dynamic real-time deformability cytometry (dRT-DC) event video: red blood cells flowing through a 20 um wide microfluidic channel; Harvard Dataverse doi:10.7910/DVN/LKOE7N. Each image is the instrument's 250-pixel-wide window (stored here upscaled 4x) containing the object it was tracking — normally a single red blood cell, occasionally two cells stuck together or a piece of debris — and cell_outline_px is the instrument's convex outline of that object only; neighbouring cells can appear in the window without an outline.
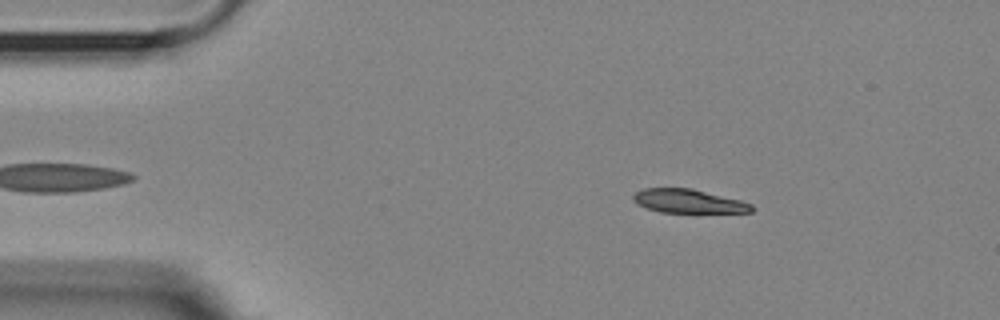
{"species": "Egyptian fruit bat (a non-hibernating species)", "species_latin": "Rousettus aegyptiacus", "temperature_condition": "room temperature", "stored_images_in_passage": 49, "camera_frame_rate_fps": 3000, "um_per_image_px": 0.085, "animal": {"sex": "female"}, "frame": {"image": 1, "passage_image": 5, "time_ms": 1.333, "image_size_px": [1000, 320], "cell_outline_px": [[756, 208], [752, 212], [660, 212], [636, 204], [632, 200], [632, 196], [636, 192], [644, 188], [692, 188], [740, 200], [752, 204]], "centroid_in_image_um": [58.51, 17.09], "position_along_channel_um": 26.5, "area_um2": 16.36}}
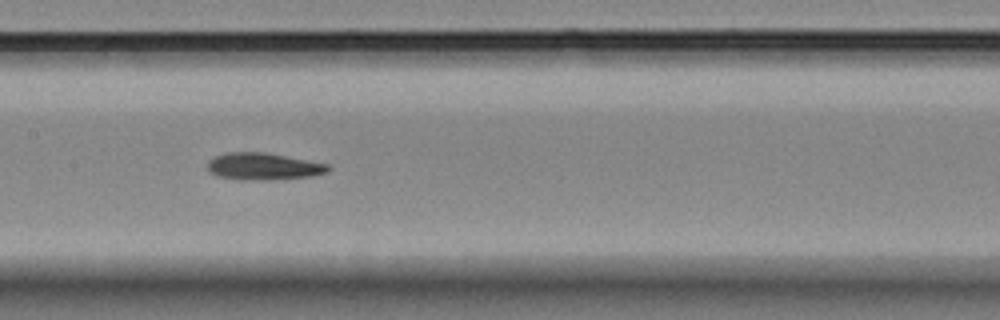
{"frame": {"image": 2, "passage_image": 23, "time_ms": 7.333, "image_size_px": [1000, 320], "cell_outline_px": [[332, 168], [328, 172], [312, 176], [244, 180], [216, 176], [208, 168], [208, 160], [212, 156], [224, 152], [264, 152], [328, 164]], "centroid_in_image_um": [22.35, 14.12], "position_along_channel_um": 185.1, "area_um2": 18.73}}
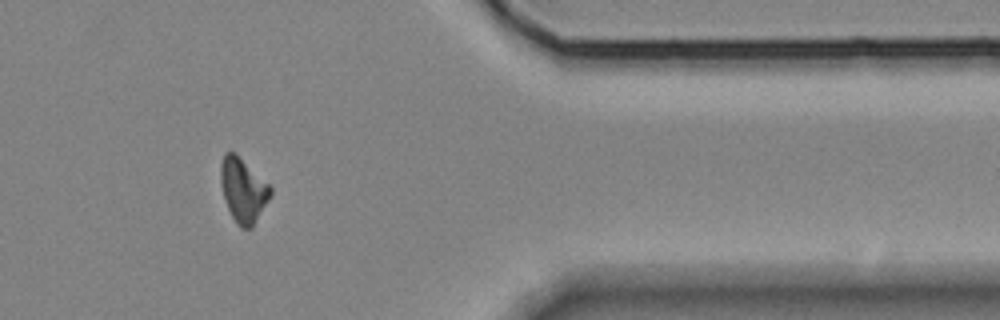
{"frame": {"image": 3, "passage_image": 42, "time_ms": 13.667, "image_size_px": [1000, 320], "cell_outline_px": [[272, 196], [252, 228], [240, 228], [236, 224], [224, 200], [220, 184], [220, 164], [224, 152], [236, 152], [272, 188]], "centroid_in_image_um": [20.66, 16.16], "position_along_channel_um": 390.7, "area_um2": 18.9}}